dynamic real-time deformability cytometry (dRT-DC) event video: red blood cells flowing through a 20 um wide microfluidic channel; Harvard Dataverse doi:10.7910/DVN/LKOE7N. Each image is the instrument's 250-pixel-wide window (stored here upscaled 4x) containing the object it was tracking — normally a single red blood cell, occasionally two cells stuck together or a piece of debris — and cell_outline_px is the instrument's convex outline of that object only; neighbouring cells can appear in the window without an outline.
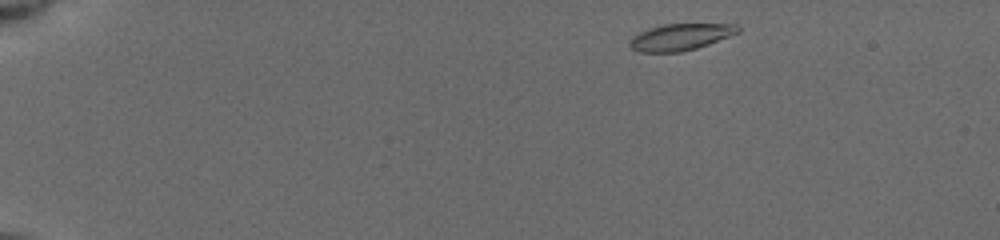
{"species": "common noctule bat (a hibernating species)", "species_latin": "Nyctalus noctula", "temperature_condition": "cold", "stored_images_in_passage": 48, "camera_frame_rate_fps": 3000, "um_per_image_px": 0.085, "animal": {"sex": "female", "body_mass_g": 19.5, "forearm_length_mm": 54.1}, "frame": {"image": 1, "passage_image": 1, "time_ms": 0.0, "image_size_px": [1000, 240], "cell_outline_px": [[740, 32], [708, 44], [696, 48], [680, 52], [640, 52], [628, 48], [628, 40], [632, 36], [648, 28], [664, 24], [736, 24], [740, 28]], "centroid_in_image_um": [57.78, 3.15], "position_along_channel_um": 27.2, "area_um2": 16.88}}
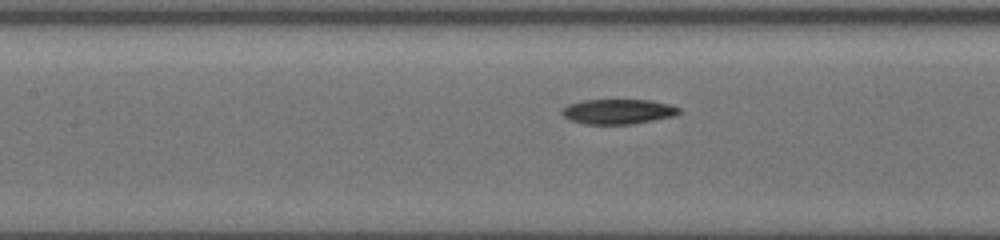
{"frame": {"image": 2, "passage_image": 21, "time_ms": 6.0, "image_size_px": [1000, 240], "cell_outline_px": [[680, 112], [676, 116], [632, 124], [584, 124], [568, 120], [560, 112], [560, 108], [568, 104], [584, 100], [652, 100], [672, 104], [680, 108]], "centroid_in_image_um": [52.53, 9.48], "position_along_channel_um": 154.9, "area_um2": 17.34}}
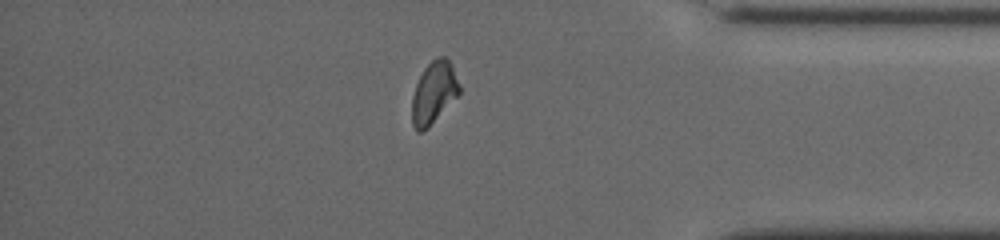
{"frame": {"image": 3, "passage_image": 40, "time_ms": 12.667, "image_size_px": [1000, 240], "cell_outline_px": [[460, 92], [428, 128], [420, 132], [416, 132], [412, 124], [412, 96], [416, 84], [424, 68], [432, 60], [440, 56], [444, 56], [448, 60], [460, 84]], "centroid_in_image_um": [36.85, 7.89], "position_along_channel_um": 398.3, "area_um2": 16.88}, "authors_computed_cell_mechanics": {"area_um2": 17.34, "velocity_mm_per_s": 3.9184, "shape_relaxation_time_tau1_ms": 8.0886, "shape_relaxation_time_tau2_ms": null, "deformation_change_tau1": 0.2153, "deformation_change_tau2": null}}